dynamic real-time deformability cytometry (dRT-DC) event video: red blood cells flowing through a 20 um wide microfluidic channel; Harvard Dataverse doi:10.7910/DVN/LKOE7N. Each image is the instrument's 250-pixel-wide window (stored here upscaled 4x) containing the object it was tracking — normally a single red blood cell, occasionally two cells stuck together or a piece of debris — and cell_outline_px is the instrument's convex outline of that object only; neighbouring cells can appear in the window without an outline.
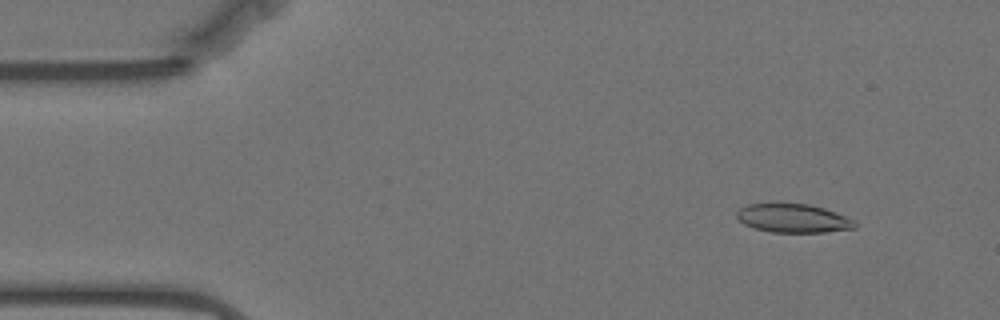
{"species": "Egyptian fruit bat (a non-hibernating species)", "species_latin": "Rousettus aegyptiacus", "temperature_condition": "warm", "stored_images_in_passage": 57, "camera_frame_rate_fps": 3000, "um_per_image_px": 0.085, "animal": {"sex": "female"}, "frame": {"image": 1, "passage_image": 6, "time_ms": 1.667, "image_size_px": [1000, 320], "cell_outline_px": [[856, 228], [824, 232], [772, 232], [756, 228], [744, 224], [736, 216], [736, 212], [740, 208], [748, 204], [808, 204], [824, 208], [856, 220]], "centroid_in_image_um": [67.44, 18.56], "position_along_channel_um": 17.6, "area_um2": 19.54}}
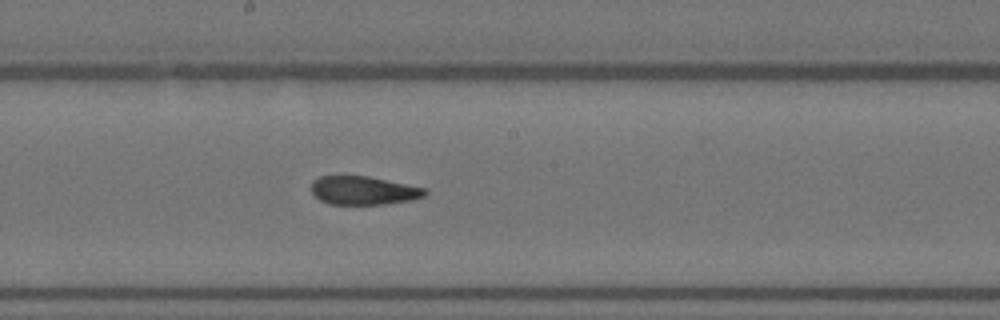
{"frame": {"image": 2, "passage_image": 30, "time_ms": 9.667, "image_size_px": [1000, 320], "cell_outline_px": [[428, 192], [424, 196], [412, 200], [384, 204], [328, 204], [320, 200], [312, 192], [312, 180], [320, 176], [368, 176], [428, 188]], "centroid_in_image_um": [30.93, 16.19], "position_along_channel_um": 217.3, "area_um2": 18.96}}
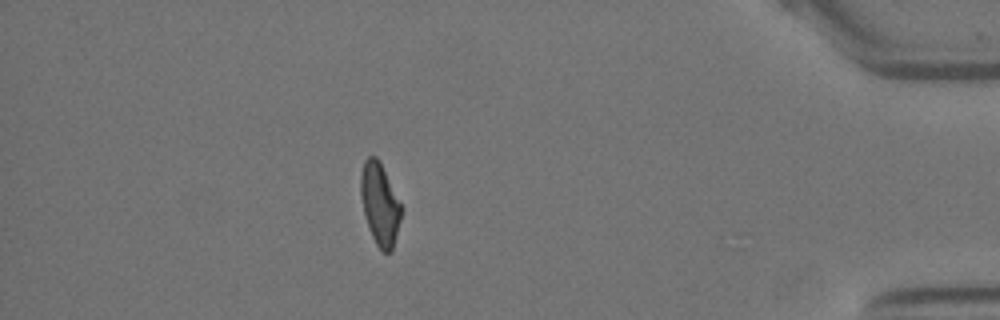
{"frame": {"image": 3, "passage_image": 50, "time_ms": 16.333, "image_size_px": [1000, 320], "cell_outline_px": [[400, 220], [392, 252], [384, 252], [376, 244], [372, 236], [364, 212], [360, 196], [360, 176], [364, 160], [368, 156], [376, 156], [380, 160], [400, 204]], "centroid_in_image_um": [32.26, 17.31], "position_along_channel_um": 402.9, "area_um2": 19.02}, "authors_computed_cell_mechanics": {"area_um2": 20.23, "velocity_mm_per_s": 3.5279, "shape_relaxation_time_tau1_ms": null, "shape_relaxation_time_tau2_ms": 2.3384, "deformation_change_tau1": null, "deformation_change_tau2": 0.0953}}